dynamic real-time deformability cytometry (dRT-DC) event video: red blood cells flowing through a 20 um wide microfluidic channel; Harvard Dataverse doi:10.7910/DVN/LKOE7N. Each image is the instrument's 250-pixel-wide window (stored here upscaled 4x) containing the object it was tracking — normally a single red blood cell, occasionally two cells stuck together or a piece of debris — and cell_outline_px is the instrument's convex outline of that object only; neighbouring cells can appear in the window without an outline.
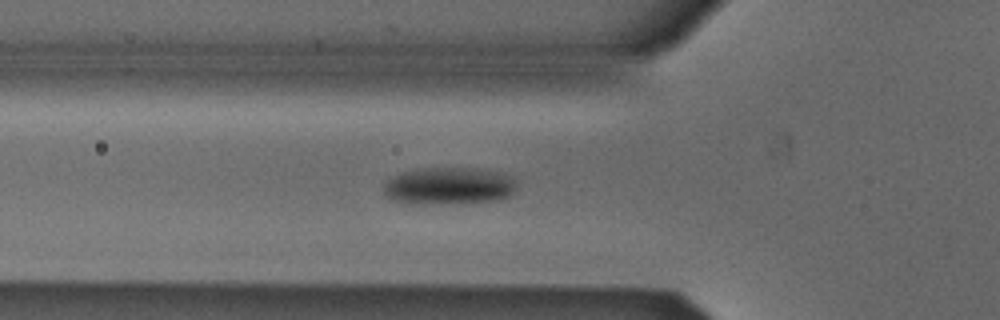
{"species": "Egyptian fruit bat (a non-hibernating species)", "species_latin": "Rousettus aegyptiacus", "temperature_condition": "cold", "stored_images_in_passage": 37, "camera_frame_rate_fps": 3000, "um_per_image_px": 0.085, "animal": {"sex": "male"}, "frame": {"image": 1, "passage_image": 2, "time_ms": 0.333, "image_size_px": [1000, 320], "cell_outline_px": [[516, 188], [508, 196], [496, 200], [456, 204], [404, 204], [392, 200], [384, 196], [384, 184], [388, 180], [400, 172], [416, 168], [476, 168], [500, 172], [516, 176]], "centroid_in_image_um": [38.14, 15.81], "position_along_channel_um": 87.7, "area_um2": 29.65}}
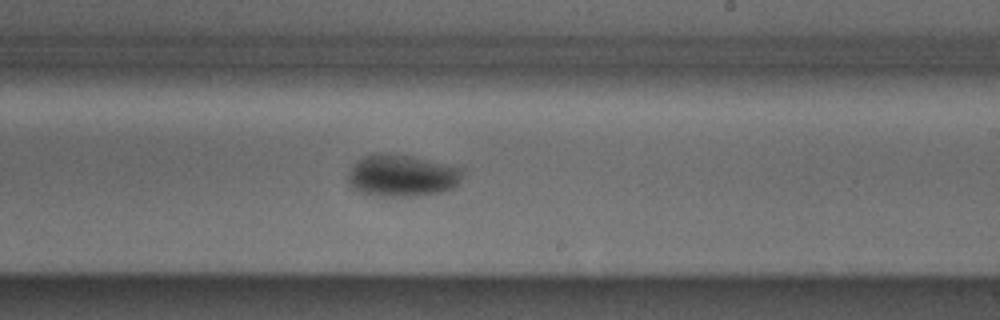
{"frame": {"image": 2, "passage_image": 15, "time_ms": 4.667, "image_size_px": [1000, 320], "cell_outline_px": [[464, 168], [460, 180], [456, 188], [444, 192], [420, 196], [380, 196], [360, 192], [352, 188], [348, 184], [348, 172], [352, 164], [364, 156], [412, 156]], "centroid_in_image_um": [34.21, 14.98], "position_along_channel_um": 254.8, "area_um2": 27.8}}
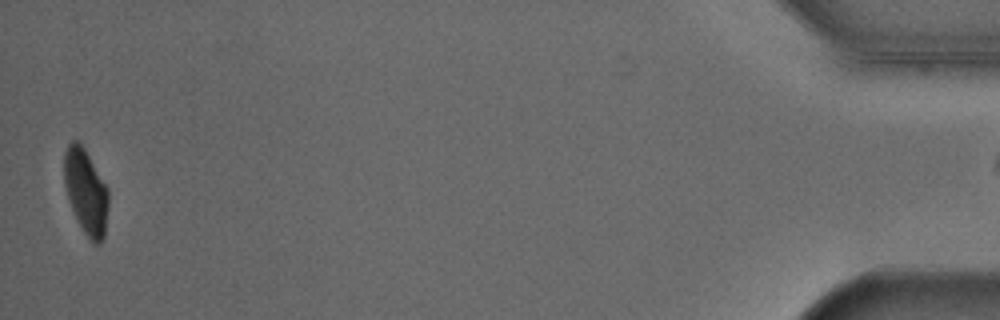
{"frame": {"image": 3, "passage_image": 36, "time_ms": 11.667, "image_size_px": [1000, 320], "cell_outline_px": [[108, 208], [104, 236], [100, 244], [96, 244], [84, 232], [68, 200], [64, 184], [64, 152], [68, 144], [72, 140], [76, 140], [84, 148], [108, 188]], "centroid_in_image_um": [7.29, 16.26], "position_along_channel_um": 427.9, "area_um2": 21.68}}